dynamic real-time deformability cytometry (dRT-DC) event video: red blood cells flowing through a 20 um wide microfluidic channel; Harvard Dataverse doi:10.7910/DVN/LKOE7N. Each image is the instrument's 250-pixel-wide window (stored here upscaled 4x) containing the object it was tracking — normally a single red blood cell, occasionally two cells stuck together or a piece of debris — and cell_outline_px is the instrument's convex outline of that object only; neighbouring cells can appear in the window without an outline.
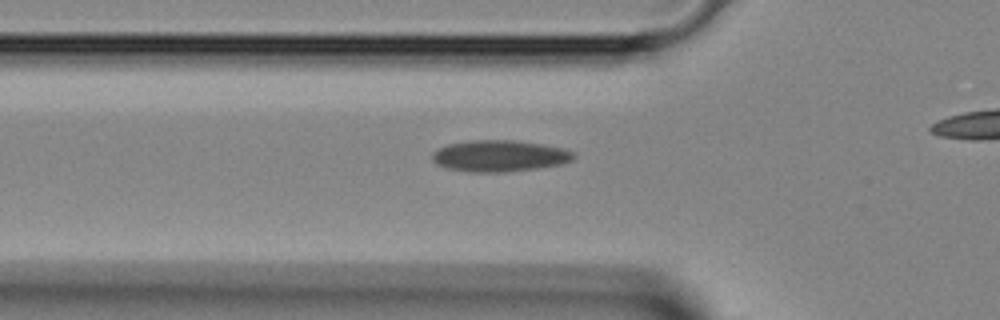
{"species": "Egyptian fruit bat (a non-hibernating species)", "species_latin": "Rousettus aegyptiacus", "temperature_condition": "room temperature", "stored_images_in_passage": 30, "camera_frame_rate_fps": 3000, "um_per_image_px": 0.085, "animal": {"sex": "female"}, "frame": {"image": 1, "passage_image": 3, "time_ms": 0.667, "image_size_px": [1000, 320], "cell_outline_px": [[576, 156], [572, 160], [560, 164], [536, 168], [504, 172], [472, 172], [448, 168], [436, 164], [432, 160], [432, 152], [448, 144], [468, 140], [516, 140], [540, 144], [560, 148], [572, 152]], "centroid_in_image_um": [42.42, 13.25], "position_along_channel_um": 83.4, "area_um2": 25.66}}
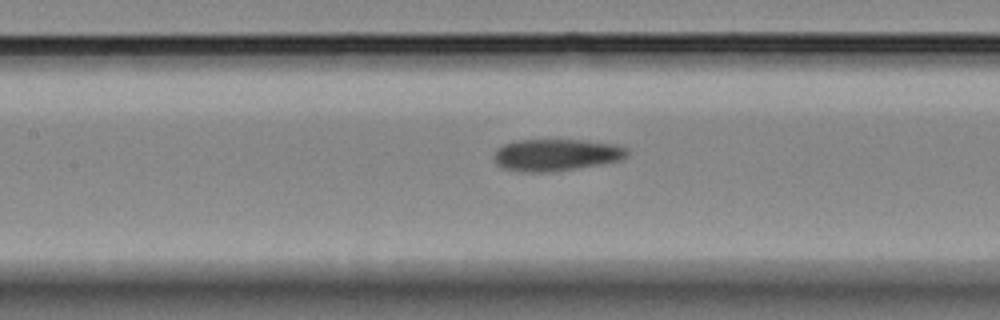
{"frame": {"image": 2, "passage_image": 8, "time_ms": 2.333, "image_size_px": [1000, 320], "cell_outline_px": [[628, 156], [624, 160], [552, 172], [516, 172], [504, 168], [496, 164], [492, 160], [492, 156], [496, 148], [504, 144], [516, 140], [584, 140], [616, 144], [624, 148], [628, 152]], "centroid_in_image_um": [47.23, 13.17], "position_along_channel_um": 160.2, "area_um2": 25.14}}
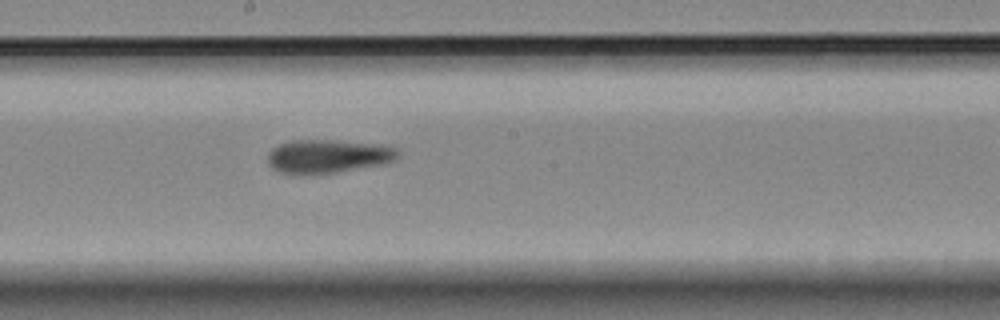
{"frame": {"image": 3, "passage_image": 12, "time_ms": 3.667, "image_size_px": [1000, 320], "cell_outline_px": [[400, 156], [396, 160], [384, 164], [336, 172], [280, 172], [272, 168], [268, 164], [268, 152], [272, 148], [280, 144], [292, 140], [332, 140], [388, 144], [396, 148], [400, 152]], "centroid_in_image_um": [27.97, 13.24], "position_along_channel_um": 220.2, "area_um2": 25.32}}